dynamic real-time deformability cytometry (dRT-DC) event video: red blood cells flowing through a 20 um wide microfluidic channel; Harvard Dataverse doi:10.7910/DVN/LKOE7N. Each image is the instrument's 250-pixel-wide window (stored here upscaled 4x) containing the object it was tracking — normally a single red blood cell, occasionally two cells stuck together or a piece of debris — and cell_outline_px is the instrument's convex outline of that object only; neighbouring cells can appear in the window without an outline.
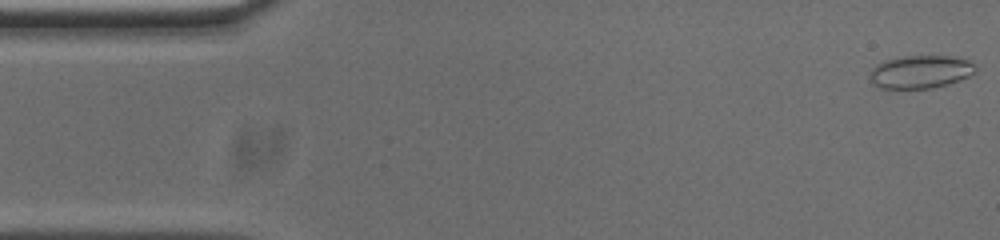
{"species": "common noctule bat (a hibernating species)", "species_latin": "Nyctalus noctula", "temperature_condition": "cold", "stored_images_in_passage": 15, "camera_frame_rate_fps": 3000, "um_per_image_px": 0.085, "animal": {"sex": "male", "body_mass_g": 20.0, "forearm_length_mm": 53.3}, "frame": {"image": 1, "passage_image": 1, "time_ms": 0.0, "image_size_px": [1000, 240], "cell_outline_px": [[976, 68], [968, 76], [960, 80], [948, 84], [932, 88], [880, 88], [872, 84], [868, 80], [872, 68], [876, 64], [884, 60], [904, 56], [948, 56], [968, 60]], "centroid_in_image_um": [78.17, 6.11], "position_along_channel_um": 6.8, "area_um2": 20.23}}